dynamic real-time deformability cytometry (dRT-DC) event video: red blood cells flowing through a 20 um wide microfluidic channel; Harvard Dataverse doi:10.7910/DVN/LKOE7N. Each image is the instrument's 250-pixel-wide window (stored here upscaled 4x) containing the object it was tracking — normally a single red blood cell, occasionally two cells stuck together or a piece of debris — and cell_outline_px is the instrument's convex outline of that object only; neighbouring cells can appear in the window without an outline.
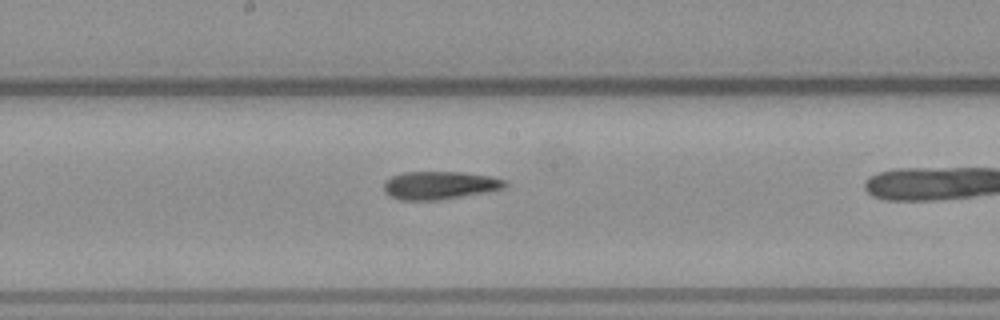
{"species": "common noctule bat (a hibernating species)", "species_latin": "Nyctalus noctula", "temperature_condition": "warm", "stored_images_in_passage": 20, "camera_frame_rate_fps": 3000, "um_per_image_px": 0.085, "animal": {"sex": "male", "body_mass_g": 23.1, "forearm_length_mm": 52.7}, "frame": {"image": 1, "passage_image": 9, "time_ms": 2.667, "image_size_px": [1000, 320], "cell_outline_px": [[508, 184], [504, 188], [484, 192], [440, 200], [400, 200], [384, 192], [384, 180], [392, 176], [404, 172], [460, 172], [488, 176], [508, 180]], "centroid_in_image_um": [37.36, 15.75], "position_along_channel_um": 210.8, "area_um2": 19.71}}
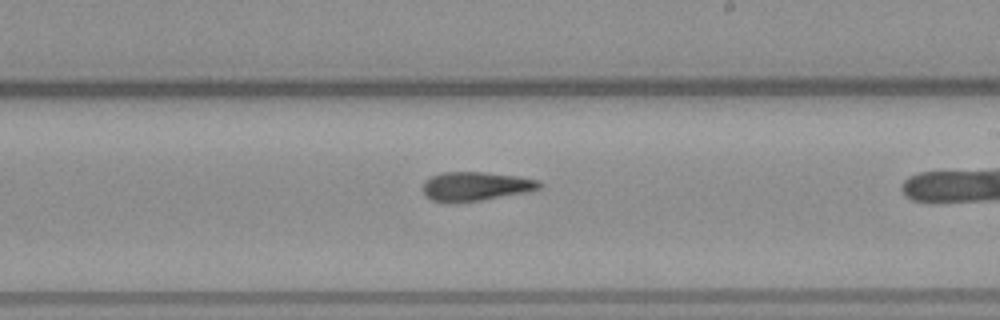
{"frame": {"image": 2, "passage_image": 12, "time_ms": 3.667, "image_size_px": [1000, 320], "cell_outline_px": [[544, 184], [540, 188], [524, 192], [480, 200], [452, 204], [448, 204], [432, 200], [424, 196], [424, 180], [440, 172], [484, 172], [520, 176], [540, 180]], "centroid_in_image_um": [40.4, 15.84], "position_along_channel_um": 248.6, "area_um2": 19.94}}
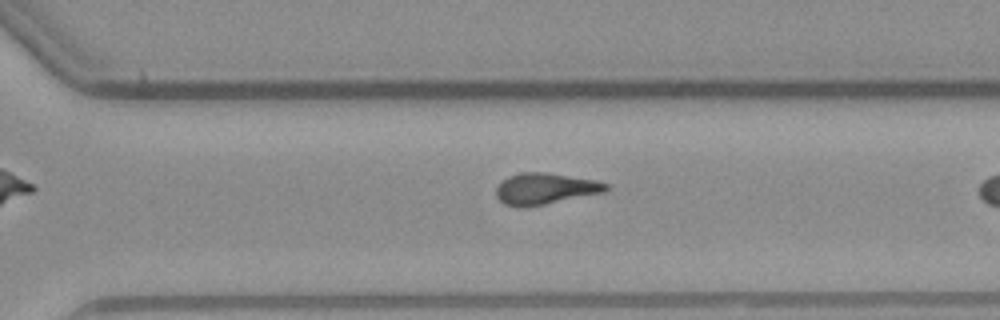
{"frame": {"image": 3, "passage_image": 18, "time_ms": 5.667, "image_size_px": [1000, 320], "cell_outline_px": [[608, 188], [604, 192], [524, 208], [516, 208], [504, 204], [496, 196], [496, 188], [508, 176], [524, 172], [548, 172], [596, 180], [608, 184]], "centroid_in_image_um": [46.31, 16.04], "position_along_channel_um": 324.3, "area_um2": 20.0}}